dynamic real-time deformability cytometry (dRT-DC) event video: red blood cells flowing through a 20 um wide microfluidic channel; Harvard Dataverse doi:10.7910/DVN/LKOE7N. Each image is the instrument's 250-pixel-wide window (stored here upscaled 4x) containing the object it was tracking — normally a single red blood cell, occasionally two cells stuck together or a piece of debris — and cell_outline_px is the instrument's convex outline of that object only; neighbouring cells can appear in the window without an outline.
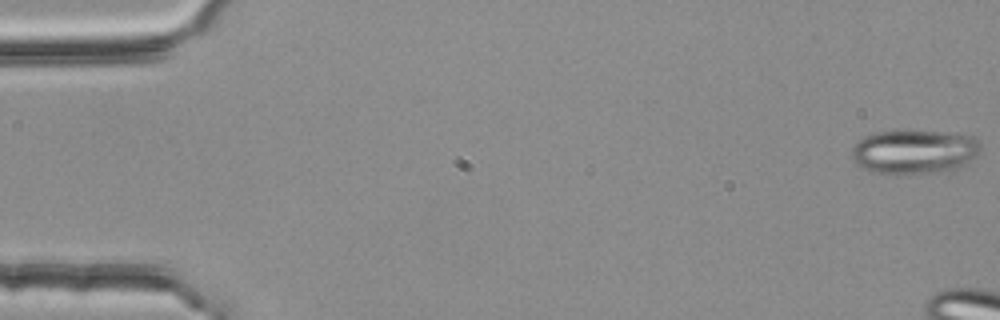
{"species": "common noctule bat (a hibernating species)", "species_latin": "Nyctalus noctula", "temperature_condition": "room temperature", "stored_images_in_passage": 9, "camera_frame_rate_fps": 3000, "um_per_image_px": 0.085, "animal": {"sex": "female", "body_mass_g": 25.1}, "frame": {"image": 1, "passage_image": 1, "time_ms": 0.0, "image_size_px": [1000, 320], "cell_outline_px": [[980, 152], [968, 164], [944, 172], [908, 176], [872, 172], [856, 164], [852, 160], [852, 148], [864, 136], [872, 132], [936, 132], [972, 136], [980, 144]], "centroid_in_image_um": [77.7, 12.96], "position_along_channel_um": 7.3, "area_um2": 33.41}}